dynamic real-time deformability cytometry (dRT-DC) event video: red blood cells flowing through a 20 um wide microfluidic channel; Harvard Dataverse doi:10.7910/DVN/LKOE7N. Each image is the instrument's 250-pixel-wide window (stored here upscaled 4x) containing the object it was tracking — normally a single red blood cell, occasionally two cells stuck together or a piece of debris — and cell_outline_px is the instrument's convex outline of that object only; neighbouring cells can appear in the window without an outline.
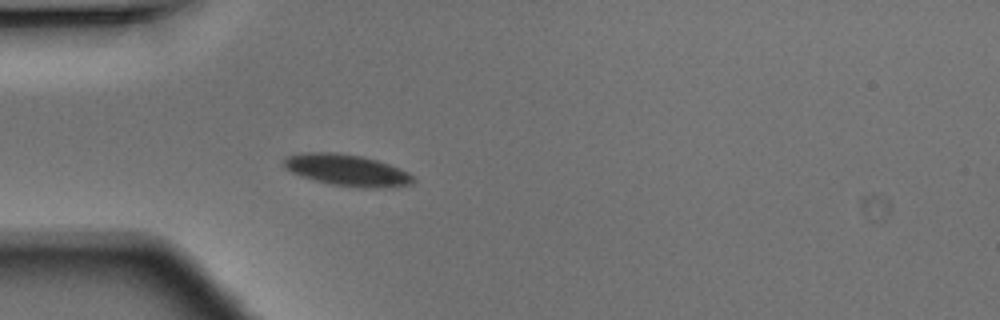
{"species": "Egyptian fruit bat (a non-hibernating species)", "species_latin": "Rousettus aegyptiacus", "temperature_condition": "warm", "stored_images_in_passage": 35, "camera_frame_rate_fps": 3000, "um_per_image_px": 0.085, "animal": {"sex": "male"}, "frame": {"image": 1, "passage_image": 1, "time_ms": 0.0, "image_size_px": [1000, 320], "cell_outline_px": [[416, 180], [412, 184], [384, 188], [360, 188], [332, 184], [300, 176], [284, 168], [284, 160], [288, 156], [308, 152], [336, 152], [360, 156], [376, 160], [388, 164], [408, 172]], "centroid_in_image_um": [29.51, 14.47], "position_along_channel_um": 55.5, "area_um2": 23.58}}
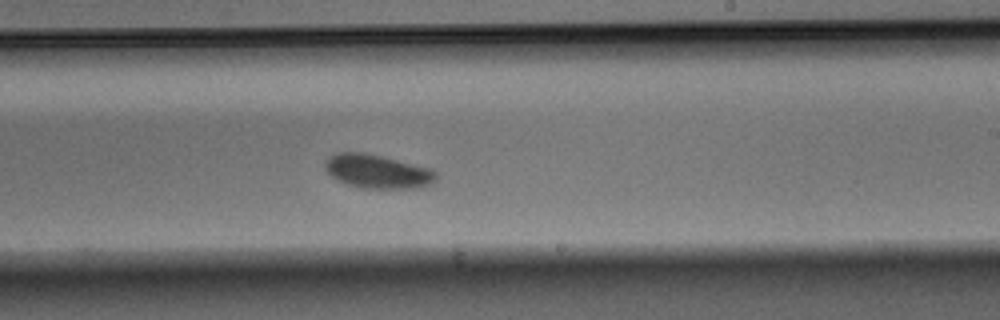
{"frame": {"image": 2, "passage_image": 16, "time_ms": 5.0, "image_size_px": [1000, 320], "cell_outline_px": [[436, 180], [432, 184], [420, 188], [360, 188], [336, 180], [324, 168], [324, 160], [328, 156], [336, 152], [364, 152], [432, 168], [436, 172]], "centroid_in_image_um": [32.07, 14.57], "position_along_channel_um": 256.9, "area_um2": 22.14}}
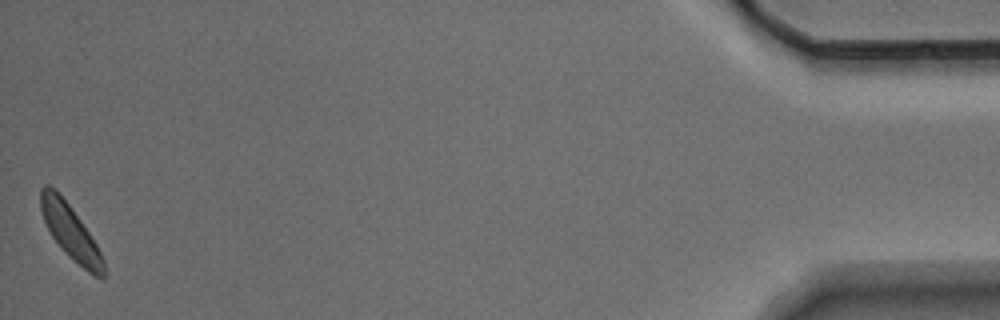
{"frame": {"image": 3, "passage_image": 35, "time_ms": 11.333, "image_size_px": [1000, 320], "cell_outline_px": [[104, 280], [88, 272], [64, 252], [52, 236], [44, 220], [40, 208], [40, 188], [44, 184], [48, 184], [56, 188], [80, 220], [96, 244], [104, 260]], "centroid_in_image_um": [5.96, 19.68], "position_along_channel_um": 429.2, "area_um2": 19.65}}